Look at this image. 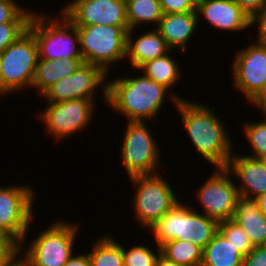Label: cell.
<instances>
[{
	"label": "cell",
	"mask_w": 266,
	"mask_h": 266,
	"mask_svg": "<svg viewBox=\"0 0 266 266\" xmlns=\"http://www.w3.org/2000/svg\"><path fill=\"white\" fill-rule=\"evenodd\" d=\"M29 21H11L0 24V54L28 30Z\"/></svg>",
	"instance_id": "obj_31"
},
{
	"label": "cell",
	"mask_w": 266,
	"mask_h": 266,
	"mask_svg": "<svg viewBox=\"0 0 266 266\" xmlns=\"http://www.w3.org/2000/svg\"><path fill=\"white\" fill-rule=\"evenodd\" d=\"M19 245L10 237H0V266H10L19 256Z\"/></svg>",
	"instance_id": "obj_32"
},
{
	"label": "cell",
	"mask_w": 266,
	"mask_h": 266,
	"mask_svg": "<svg viewBox=\"0 0 266 266\" xmlns=\"http://www.w3.org/2000/svg\"><path fill=\"white\" fill-rule=\"evenodd\" d=\"M248 102H251L258 109H262L265 116L264 119H266V86L257 92Z\"/></svg>",
	"instance_id": "obj_37"
},
{
	"label": "cell",
	"mask_w": 266,
	"mask_h": 266,
	"mask_svg": "<svg viewBox=\"0 0 266 266\" xmlns=\"http://www.w3.org/2000/svg\"><path fill=\"white\" fill-rule=\"evenodd\" d=\"M213 174L197 190L202 214L222 222L233 219L239 197L236 183L226 168H214Z\"/></svg>",
	"instance_id": "obj_12"
},
{
	"label": "cell",
	"mask_w": 266,
	"mask_h": 266,
	"mask_svg": "<svg viewBox=\"0 0 266 266\" xmlns=\"http://www.w3.org/2000/svg\"><path fill=\"white\" fill-rule=\"evenodd\" d=\"M95 105L92 99L83 98L48 103L39 116L47 126L48 134L53 135L56 140H63L89 125L94 118L92 115L94 108L96 109Z\"/></svg>",
	"instance_id": "obj_11"
},
{
	"label": "cell",
	"mask_w": 266,
	"mask_h": 266,
	"mask_svg": "<svg viewBox=\"0 0 266 266\" xmlns=\"http://www.w3.org/2000/svg\"><path fill=\"white\" fill-rule=\"evenodd\" d=\"M64 266H92L90 258L87 254L72 256L67 260L66 264Z\"/></svg>",
	"instance_id": "obj_38"
},
{
	"label": "cell",
	"mask_w": 266,
	"mask_h": 266,
	"mask_svg": "<svg viewBox=\"0 0 266 266\" xmlns=\"http://www.w3.org/2000/svg\"><path fill=\"white\" fill-rule=\"evenodd\" d=\"M155 266H183V265L168 260L160 253V255L157 258Z\"/></svg>",
	"instance_id": "obj_39"
},
{
	"label": "cell",
	"mask_w": 266,
	"mask_h": 266,
	"mask_svg": "<svg viewBox=\"0 0 266 266\" xmlns=\"http://www.w3.org/2000/svg\"><path fill=\"white\" fill-rule=\"evenodd\" d=\"M84 63V59L62 58L48 60L38 58L31 88L35 87L40 96L54 83L73 74Z\"/></svg>",
	"instance_id": "obj_21"
},
{
	"label": "cell",
	"mask_w": 266,
	"mask_h": 266,
	"mask_svg": "<svg viewBox=\"0 0 266 266\" xmlns=\"http://www.w3.org/2000/svg\"><path fill=\"white\" fill-rule=\"evenodd\" d=\"M107 74L97 65L82 63L78 69L66 78L50 86L42 95L48 103H57L71 99H92L99 87L103 86L105 102H107ZM106 83V84H104Z\"/></svg>",
	"instance_id": "obj_13"
},
{
	"label": "cell",
	"mask_w": 266,
	"mask_h": 266,
	"mask_svg": "<svg viewBox=\"0 0 266 266\" xmlns=\"http://www.w3.org/2000/svg\"><path fill=\"white\" fill-rule=\"evenodd\" d=\"M218 231L243 255L246 256L254 246L242 228L233 220L219 222Z\"/></svg>",
	"instance_id": "obj_27"
},
{
	"label": "cell",
	"mask_w": 266,
	"mask_h": 266,
	"mask_svg": "<svg viewBox=\"0 0 266 266\" xmlns=\"http://www.w3.org/2000/svg\"><path fill=\"white\" fill-rule=\"evenodd\" d=\"M232 153L226 169L238 182L237 191L239 196L255 199L266 193V172L257 158H252Z\"/></svg>",
	"instance_id": "obj_17"
},
{
	"label": "cell",
	"mask_w": 266,
	"mask_h": 266,
	"mask_svg": "<svg viewBox=\"0 0 266 266\" xmlns=\"http://www.w3.org/2000/svg\"><path fill=\"white\" fill-rule=\"evenodd\" d=\"M0 77H1V59H0Z\"/></svg>",
	"instance_id": "obj_44"
},
{
	"label": "cell",
	"mask_w": 266,
	"mask_h": 266,
	"mask_svg": "<svg viewBox=\"0 0 266 266\" xmlns=\"http://www.w3.org/2000/svg\"><path fill=\"white\" fill-rule=\"evenodd\" d=\"M61 11L74 26L111 25L129 31L125 0H73Z\"/></svg>",
	"instance_id": "obj_14"
},
{
	"label": "cell",
	"mask_w": 266,
	"mask_h": 266,
	"mask_svg": "<svg viewBox=\"0 0 266 266\" xmlns=\"http://www.w3.org/2000/svg\"><path fill=\"white\" fill-rule=\"evenodd\" d=\"M32 9L17 4L14 0H0V24L11 21H30Z\"/></svg>",
	"instance_id": "obj_30"
},
{
	"label": "cell",
	"mask_w": 266,
	"mask_h": 266,
	"mask_svg": "<svg viewBox=\"0 0 266 266\" xmlns=\"http://www.w3.org/2000/svg\"><path fill=\"white\" fill-rule=\"evenodd\" d=\"M188 1L196 9L203 0H188Z\"/></svg>",
	"instance_id": "obj_42"
},
{
	"label": "cell",
	"mask_w": 266,
	"mask_h": 266,
	"mask_svg": "<svg viewBox=\"0 0 266 266\" xmlns=\"http://www.w3.org/2000/svg\"><path fill=\"white\" fill-rule=\"evenodd\" d=\"M60 220L40 232L26 251L19 248L18 257L26 266H64L72 256L79 226Z\"/></svg>",
	"instance_id": "obj_5"
},
{
	"label": "cell",
	"mask_w": 266,
	"mask_h": 266,
	"mask_svg": "<svg viewBox=\"0 0 266 266\" xmlns=\"http://www.w3.org/2000/svg\"><path fill=\"white\" fill-rule=\"evenodd\" d=\"M133 77L122 76L107 82V105L115 112L123 114L129 122L155 120L164 105L165 96H172L171 102L175 106L179 100H184L177 94H168V88L144 74Z\"/></svg>",
	"instance_id": "obj_2"
},
{
	"label": "cell",
	"mask_w": 266,
	"mask_h": 266,
	"mask_svg": "<svg viewBox=\"0 0 266 266\" xmlns=\"http://www.w3.org/2000/svg\"><path fill=\"white\" fill-rule=\"evenodd\" d=\"M257 201L259 210L266 216V193L255 198Z\"/></svg>",
	"instance_id": "obj_40"
},
{
	"label": "cell",
	"mask_w": 266,
	"mask_h": 266,
	"mask_svg": "<svg viewBox=\"0 0 266 266\" xmlns=\"http://www.w3.org/2000/svg\"><path fill=\"white\" fill-rule=\"evenodd\" d=\"M199 20L197 12L163 14L156 29L171 50L185 51Z\"/></svg>",
	"instance_id": "obj_18"
},
{
	"label": "cell",
	"mask_w": 266,
	"mask_h": 266,
	"mask_svg": "<svg viewBox=\"0 0 266 266\" xmlns=\"http://www.w3.org/2000/svg\"><path fill=\"white\" fill-rule=\"evenodd\" d=\"M163 14L196 12L188 0H159Z\"/></svg>",
	"instance_id": "obj_33"
},
{
	"label": "cell",
	"mask_w": 266,
	"mask_h": 266,
	"mask_svg": "<svg viewBox=\"0 0 266 266\" xmlns=\"http://www.w3.org/2000/svg\"><path fill=\"white\" fill-rule=\"evenodd\" d=\"M133 32L135 33V29L127 32L126 58L129 59L134 71L144 63L162 57L171 51L156 28L139 35L136 39L132 37Z\"/></svg>",
	"instance_id": "obj_19"
},
{
	"label": "cell",
	"mask_w": 266,
	"mask_h": 266,
	"mask_svg": "<svg viewBox=\"0 0 266 266\" xmlns=\"http://www.w3.org/2000/svg\"><path fill=\"white\" fill-rule=\"evenodd\" d=\"M131 177L136 190L133 200L134 217L138 224L150 228L177 203L175 191L162 175Z\"/></svg>",
	"instance_id": "obj_8"
},
{
	"label": "cell",
	"mask_w": 266,
	"mask_h": 266,
	"mask_svg": "<svg viewBox=\"0 0 266 266\" xmlns=\"http://www.w3.org/2000/svg\"><path fill=\"white\" fill-rule=\"evenodd\" d=\"M172 50L166 55L144 63L139 70L152 81L159 83L169 90L180 78V65L170 56Z\"/></svg>",
	"instance_id": "obj_23"
},
{
	"label": "cell",
	"mask_w": 266,
	"mask_h": 266,
	"mask_svg": "<svg viewBox=\"0 0 266 266\" xmlns=\"http://www.w3.org/2000/svg\"><path fill=\"white\" fill-rule=\"evenodd\" d=\"M33 202L34 192L29 185L0 186V231L15 241L19 248L27 240L33 219Z\"/></svg>",
	"instance_id": "obj_10"
},
{
	"label": "cell",
	"mask_w": 266,
	"mask_h": 266,
	"mask_svg": "<svg viewBox=\"0 0 266 266\" xmlns=\"http://www.w3.org/2000/svg\"><path fill=\"white\" fill-rule=\"evenodd\" d=\"M244 134L252 148V155H245L252 158L266 156V119L259 122L244 123Z\"/></svg>",
	"instance_id": "obj_28"
},
{
	"label": "cell",
	"mask_w": 266,
	"mask_h": 266,
	"mask_svg": "<svg viewBox=\"0 0 266 266\" xmlns=\"http://www.w3.org/2000/svg\"><path fill=\"white\" fill-rule=\"evenodd\" d=\"M129 30L144 23H154L155 28L163 16L159 0H125Z\"/></svg>",
	"instance_id": "obj_24"
},
{
	"label": "cell",
	"mask_w": 266,
	"mask_h": 266,
	"mask_svg": "<svg viewBox=\"0 0 266 266\" xmlns=\"http://www.w3.org/2000/svg\"><path fill=\"white\" fill-rule=\"evenodd\" d=\"M178 109L188 137L199 154L214 168H226L232 156V141L222 119L214 112L216 107L179 100ZM214 109V110H213Z\"/></svg>",
	"instance_id": "obj_1"
},
{
	"label": "cell",
	"mask_w": 266,
	"mask_h": 266,
	"mask_svg": "<svg viewBox=\"0 0 266 266\" xmlns=\"http://www.w3.org/2000/svg\"><path fill=\"white\" fill-rule=\"evenodd\" d=\"M233 220L242 228L253 246L266 245V216L255 199L239 196Z\"/></svg>",
	"instance_id": "obj_20"
},
{
	"label": "cell",
	"mask_w": 266,
	"mask_h": 266,
	"mask_svg": "<svg viewBox=\"0 0 266 266\" xmlns=\"http://www.w3.org/2000/svg\"><path fill=\"white\" fill-rule=\"evenodd\" d=\"M242 266H266V245L254 246V249L244 256Z\"/></svg>",
	"instance_id": "obj_34"
},
{
	"label": "cell",
	"mask_w": 266,
	"mask_h": 266,
	"mask_svg": "<svg viewBox=\"0 0 266 266\" xmlns=\"http://www.w3.org/2000/svg\"><path fill=\"white\" fill-rule=\"evenodd\" d=\"M85 63L99 66L107 75L114 63L126 59L127 32L122 27L75 26Z\"/></svg>",
	"instance_id": "obj_6"
},
{
	"label": "cell",
	"mask_w": 266,
	"mask_h": 266,
	"mask_svg": "<svg viewBox=\"0 0 266 266\" xmlns=\"http://www.w3.org/2000/svg\"><path fill=\"white\" fill-rule=\"evenodd\" d=\"M218 224L217 221L197 212L188 204L178 201L149 229L155 235L157 247L171 240H184L204 249L218 232Z\"/></svg>",
	"instance_id": "obj_3"
},
{
	"label": "cell",
	"mask_w": 266,
	"mask_h": 266,
	"mask_svg": "<svg viewBox=\"0 0 266 266\" xmlns=\"http://www.w3.org/2000/svg\"><path fill=\"white\" fill-rule=\"evenodd\" d=\"M252 18L264 5L263 0H234Z\"/></svg>",
	"instance_id": "obj_36"
},
{
	"label": "cell",
	"mask_w": 266,
	"mask_h": 266,
	"mask_svg": "<svg viewBox=\"0 0 266 266\" xmlns=\"http://www.w3.org/2000/svg\"><path fill=\"white\" fill-rule=\"evenodd\" d=\"M88 256L92 266H123V252L120 242L112 236L96 239Z\"/></svg>",
	"instance_id": "obj_25"
},
{
	"label": "cell",
	"mask_w": 266,
	"mask_h": 266,
	"mask_svg": "<svg viewBox=\"0 0 266 266\" xmlns=\"http://www.w3.org/2000/svg\"><path fill=\"white\" fill-rule=\"evenodd\" d=\"M158 253L155 254L145 245L133 246L129 250L123 247V266H155L158 256L161 253V248L158 246Z\"/></svg>",
	"instance_id": "obj_29"
},
{
	"label": "cell",
	"mask_w": 266,
	"mask_h": 266,
	"mask_svg": "<svg viewBox=\"0 0 266 266\" xmlns=\"http://www.w3.org/2000/svg\"><path fill=\"white\" fill-rule=\"evenodd\" d=\"M243 258L218 231L203 249L201 266H242Z\"/></svg>",
	"instance_id": "obj_22"
},
{
	"label": "cell",
	"mask_w": 266,
	"mask_h": 266,
	"mask_svg": "<svg viewBox=\"0 0 266 266\" xmlns=\"http://www.w3.org/2000/svg\"><path fill=\"white\" fill-rule=\"evenodd\" d=\"M254 25L258 26L257 42L266 44V4L251 18V28Z\"/></svg>",
	"instance_id": "obj_35"
},
{
	"label": "cell",
	"mask_w": 266,
	"mask_h": 266,
	"mask_svg": "<svg viewBox=\"0 0 266 266\" xmlns=\"http://www.w3.org/2000/svg\"><path fill=\"white\" fill-rule=\"evenodd\" d=\"M258 160L261 162L263 170L266 172V156L265 157H260V158H258Z\"/></svg>",
	"instance_id": "obj_43"
},
{
	"label": "cell",
	"mask_w": 266,
	"mask_h": 266,
	"mask_svg": "<svg viewBox=\"0 0 266 266\" xmlns=\"http://www.w3.org/2000/svg\"><path fill=\"white\" fill-rule=\"evenodd\" d=\"M10 266H26L18 257Z\"/></svg>",
	"instance_id": "obj_41"
},
{
	"label": "cell",
	"mask_w": 266,
	"mask_h": 266,
	"mask_svg": "<svg viewBox=\"0 0 266 266\" xmlns=\"http://www.w3.org/2000/svg\"><path fill=\"white\" fill-rule=\"evenodd\" d=\"M0 93H16L31 88L38 60V47L34 35L27 30L0 54ZM16 91V92H15Z\"/></svg>",
	"instance_id": "obj_7"
},
{
	"label": "cell",
	"mask_w": 266,
	"mask_h": 266,
	"mask_svg": "<svg viewBox=\"0 0 266 266\" xmlns=\"http://www.w3.org/2000/svg\"><path fill=\"white\" fill-rule=\"evenodd\" d=\"M232 69L234 88L249 101L266 86V44L254 41L238 51Z\"/></svg>",
	"instance_id": "obj_15"
},
{
	"label": "cell",
	"mask_w": 266,
	"mask_h": 266,
	"mask_svg": "<svg viewBox=\"0 0 266 266\" xmlns=\"http://www.w3.org/2000/svg\"><path fill=\"white\" fill-rule=\"evenodd\" d=\"M161 254L183 266H201L203 249L190 241L171 240L161 247Z\"/></svg>",
	"instance_id": "obj_26"
},
{
	"label": "cell",
	"mask_w": 266,
	"mask_h": 266,
	"mask_svg": "<svg viewBox=\"0 0 266 266\" xmlns=\"http://www.w3.org/2000/svg\"><path fill=\"white\" fill-rule=\"evenodd\" d=\"M156 137L146 122H129L122 141L121 157L128 177L158 174L160 164Z\"/></svg>",
	"instance_id": "obj_9"
},
{
	"label": "cell",
	"mask_w": 266,
	"mask_h": 266,
	"mask_svg": "<svg viewBox=\"0 0 266 266\" xmlns=\"http://www.w3.org/2000/svg\"><path fill=\"white\" fill-rule=\"evenodd\" d=\"M196 12L198 18L204 17L218 30L233 32L251 27V18L234 0H203Z\"/></svg>",
	"instance_id": "obj_16"
},
{
	"label": "cell",
	"mask_w": 266,
	"mask_h": 266,
	"mask_svg": "<svg viewBox=\"0 0 266 266\" xmlns=\"http://www.w3.org/2000/svg\"><path fill=\"white\" fill-rule=\"evenodd\" d=\"M58 16L51 18L36 11L30 18L28 30L36 40L38 58L52 61L62 58L84 59L77 28L62 11Z\"/></svg>",
	"instance_id": "obj_4"
}]
</instances>
